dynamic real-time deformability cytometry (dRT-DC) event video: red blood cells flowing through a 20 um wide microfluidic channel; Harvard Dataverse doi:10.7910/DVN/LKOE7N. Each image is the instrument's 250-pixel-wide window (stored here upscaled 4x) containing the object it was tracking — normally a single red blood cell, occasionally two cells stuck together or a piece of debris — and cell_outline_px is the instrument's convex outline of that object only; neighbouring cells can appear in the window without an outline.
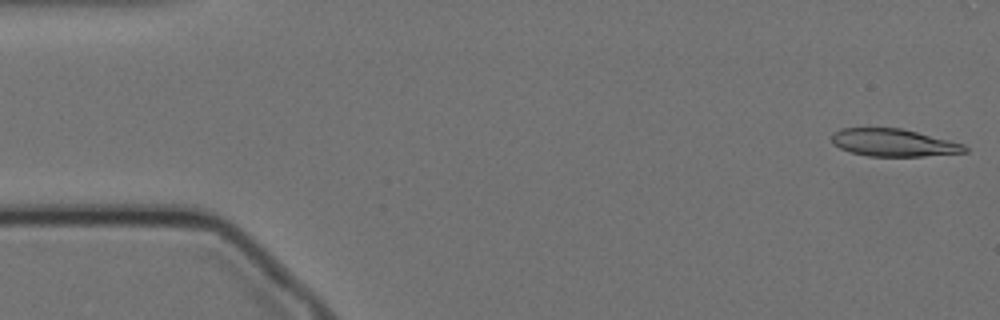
{"species": "Egyptian fruit bat (a non-hibernating species)", "species_latin": "Rousettus aegyptiacus", "temperature_condition": "cold", "stored_images_in_passage": 47, "camera_frame_rate_fps": 3000, "um_per_image_px": 0.085, "animal": {"sex": "female"}, "frame": {"image": 1, "passage_image": 1, "time_ms": 0.0, "image_size_px": [1000, 320], "cell_outline_px": [[968, 152], [924, 156], [868, 156], [852, 152], [840, 148], [832, 144], [832, 132], [840, 128], [900, 128], [964, 144], [968, 148]], "centroid_in_image_um": [75.93, 12.13], "position_along_channel_um": 9.1, "area_um2": 21.21}}
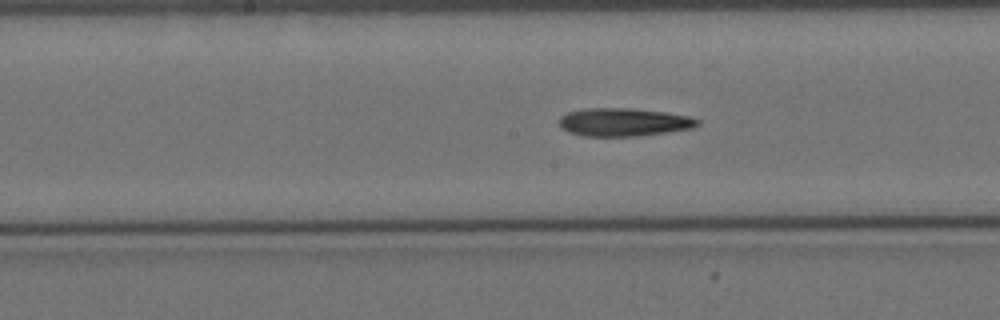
{"frame": {"image": 2, "passage_image": 27, "time_ms": 8.667, "image_size_px": [1000, 320], "cell_outline_px": [[700, 124], [692, 128], [636, 136], [584, 136], [568, 132], [560, 128], [560, 116], [568, 112], [584, 108], [632, 108], [664, 112], [688, 116], [700, 120]], "centroid_in_image_um": [52.98, 10.38], "position_along_channel_um": 195.2, "area_um2": 22.6}}
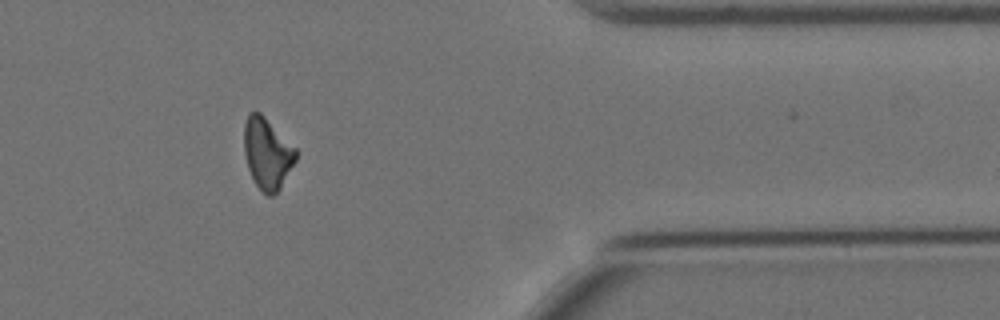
{"frame": {"image": 3, "passage_image": 46, "time_ms": 15.0, "image_size_px": [1000, 320], "cell_outline_px": [[296, 160], [280, 188], [272, 196], [268, 196], [256, 184], [248, 168], [244, 152], [244, 124], [248, 112], [260, 112], [296, 148]], "centroid_in_image_um": [22.7, 13.02], "position_along_channel_um": 388.7, "area_um2": 21.21}}